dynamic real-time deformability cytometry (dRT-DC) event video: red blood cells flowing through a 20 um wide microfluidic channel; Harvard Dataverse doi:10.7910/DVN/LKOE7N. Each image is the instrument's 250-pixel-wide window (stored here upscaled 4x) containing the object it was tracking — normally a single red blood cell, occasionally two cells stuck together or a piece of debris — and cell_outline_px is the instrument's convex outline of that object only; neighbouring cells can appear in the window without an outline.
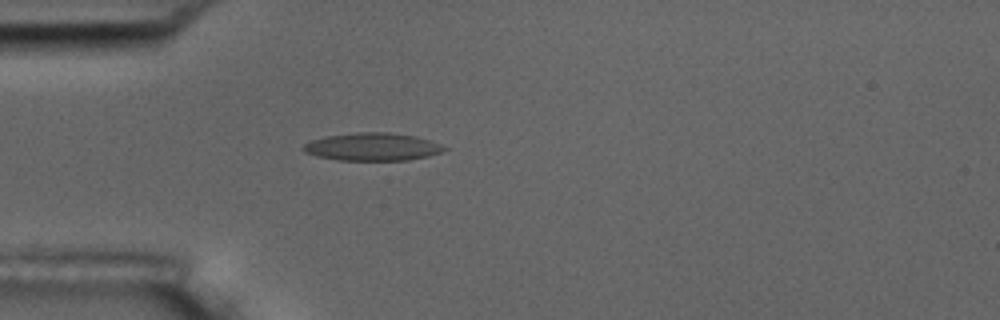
{"species": "common noctule bat (a hibernating species)", "species_latin": "Nyctalus noctula", "temperature_condition": "room temperature", "stored_images_in_passage": 5, "camera_frame_rate_fps": 3000, "um_per_image_px": 0.085, "animal": {"sex": "male", "body_mass_g": 17.5, "forearm_length_mm": 52.3}, "frame": {"image": 1, "passage_image": 5, "time_ms": 1.333, "image_size_px": [1000, 320], "cell_outline_px": [[448, 148], [440, 152], [428, 156], [408, 160], [340, 160], [316, 156], [304, 152], [300, 148], [304, 144], [312, 140], [328, 136], [356, 132], [388, 132], [416, 136], [440, 144]], "centroid_in_image_um": [31.64, 12.48], "position_along_channel_um": 53.4, "area_um2": 22.72}}